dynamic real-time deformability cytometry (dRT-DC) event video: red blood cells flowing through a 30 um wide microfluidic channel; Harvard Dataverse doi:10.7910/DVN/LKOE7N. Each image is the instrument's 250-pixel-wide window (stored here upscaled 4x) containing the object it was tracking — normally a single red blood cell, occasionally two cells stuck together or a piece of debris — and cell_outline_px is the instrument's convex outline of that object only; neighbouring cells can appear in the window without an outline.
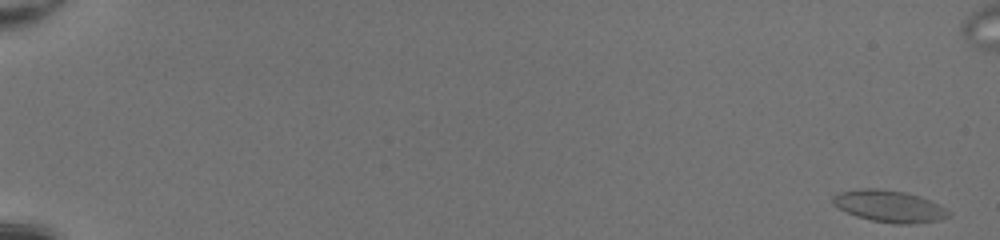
{"species": "common noctule bat (a hibernating species)", "species_latin": "Nyctalus noctula", "temperature_condition": "room temperature", "stored_images_in_passage": 53, "camera_frame_rate_fps": 3000, "um_per_image_px": 0.085, "animal": {"sex": "female", "body_mass_g": 20.0, "forearm_length_mm": 54.0}, "frame": {"image": 1, "passage_image": 1, "time_ms": 0.0, "image_size_px": [1000, 240], "cell_outline_px": [[952, 216], [940, 220], [908, 224], [896, 224], [872, 220], [856, 216], [832, 204], [832, 196], [840, 192], [860, 188], [876, 188], [904, 192], [920, 196], [952, 212]], "centroid_in_image_um": [75.6, 17.53], "position_along_channel_um": 9.4, "area_um2": 21.33}}
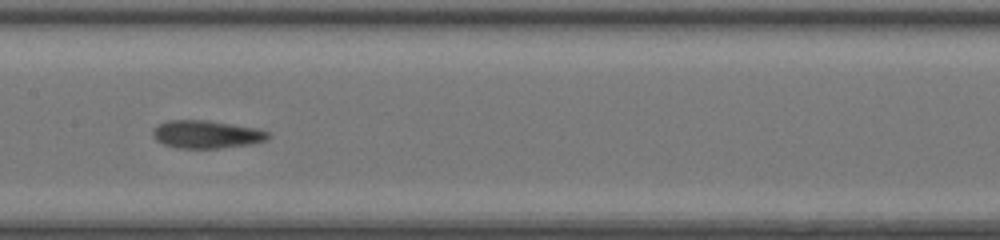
{"frame": {"image": 2, "passage_image": 29, "time_ms": 9.333, "image_size_px": [1000, 240], "cell_outline_px": [[272, 136], [268, 140], [252, 144], [220, 148], [176, 148], [164, 144], [156, 140], [152, 136], [152, 132], [160, 124], [168, 120], [208, 120], [256, 128], [268, 132]], "centroid_in_image_um": [17.59, 11.42], "position_along_channel_um": 189.8, "area_um2": 18.79}}
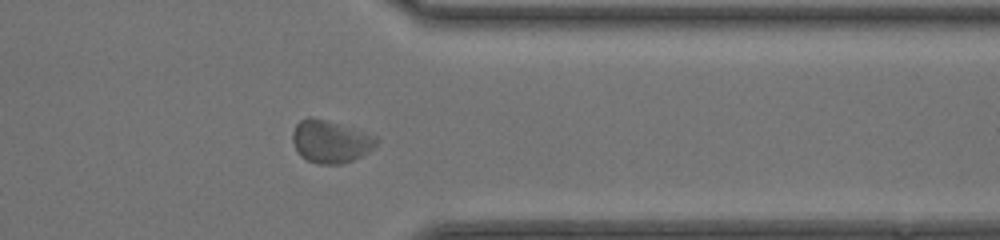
{"frame": {"image": 3, "passage_image": 43, "time_ms": 14.0, "image_size_px": [1000, 240], "cell_outline_px": [[380, 140], [368, 152], [352, 160], [340, 164], [316, 164], [300, 156], [292, 140], [292, 132], [296, 124], [300, 120], [308, 116], [312, 116], [376, 136]], "centroid_in_image_um": [28.06, 12.03], "position_along_channel_um": 383.3, "area_um2": 20.58}}